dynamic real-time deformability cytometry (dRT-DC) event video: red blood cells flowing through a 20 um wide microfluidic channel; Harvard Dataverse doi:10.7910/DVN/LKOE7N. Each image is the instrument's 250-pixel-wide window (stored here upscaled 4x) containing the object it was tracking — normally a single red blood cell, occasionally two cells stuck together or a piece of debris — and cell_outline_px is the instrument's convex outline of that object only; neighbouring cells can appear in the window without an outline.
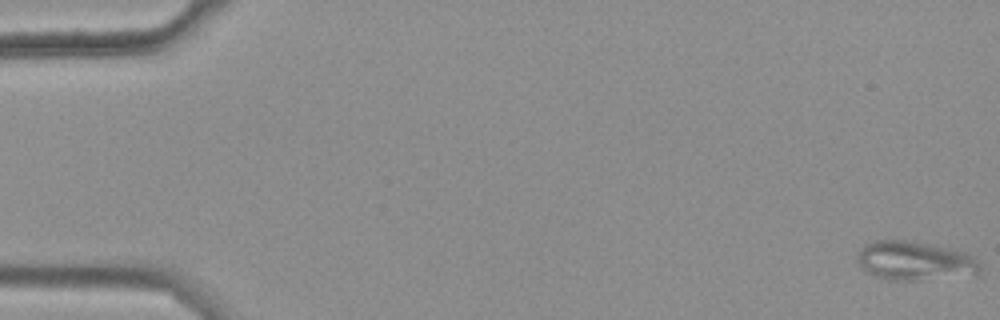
{"species": "common noctule bat (a hibernating species)", "species_latin": "Nyctalus noctula", "temperature_condition": "warm", "stored_images_in_passage": 48, "camera_frame_rate_fps": 3000, "um_per_image_px": 0.085, "animal": {"sex": "female", "body_mass_g": 25.1}, "frame": {"image": 1, "passage_image": 1, "time_ms": 0.0, "image_size_px": [1000, 320], "cell_outline_px": [[980, 272], [976, 276], [916, 280], [888, 280], [876, 276], [864, 268], [856, 260], [856, 256], [860, 248], [864, 244], [876, 240], [908, 240], [952, 248], [968, 252], [976, 260], [980, 268]], "centroid_in_image_um": [77.8, 22.17], "position_along_channel_um": 7.2, "area_um2": 28.26}}
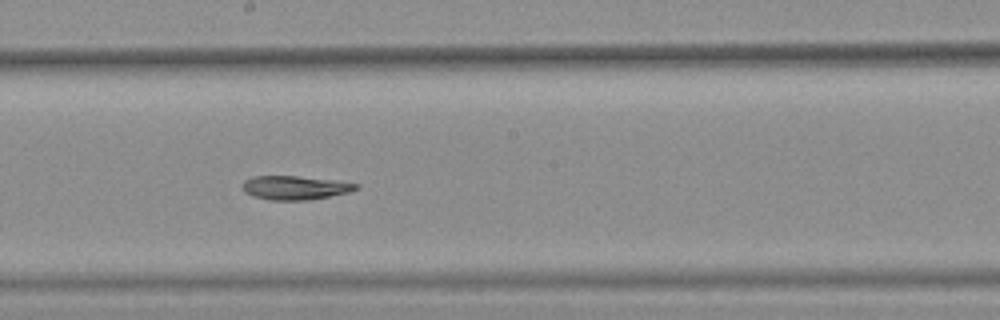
{"frame": {"image": 2, "passage_image": 31, "time_ms": 10.0, "image_size_px": [1000, 320], "cell_outline_px": [[360, 184], [356, 188], [348, 192], [308, 200], [272, 200], [252, 196], [244, 192], [244, 180], [252, 176], [296, 176], [336, 180]], "centroid_in_image_um": [25.06, 15.95], "position_along_channel_um": 223.1, "area_um2": 15.61}}
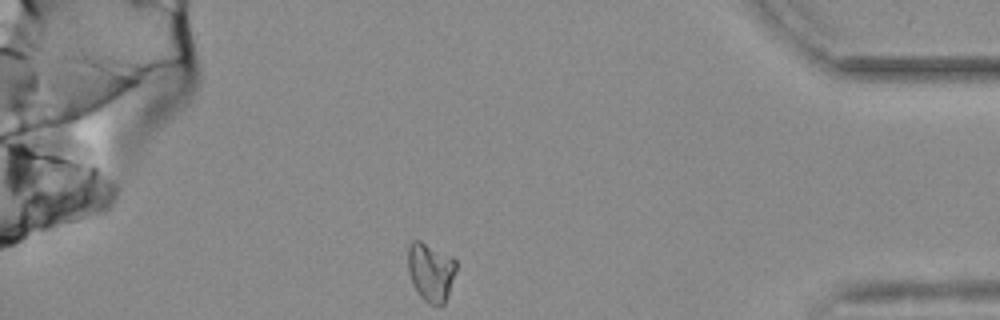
{"frame": {"image": 3, "passage_image": 48, "time_ms": 15.667, "image_size_px": [1000, 320], "cell_outline_px": [[456, 268], [444, 304], [428, 304], [420, 296], [412, 284], [408, 272], [408, 244], [412, 240], [420, 240], [452, 256], [456, 260]], "centroid_in_image_um": [36.58, 23.07], "position_along_channel_um": 398.6, "area_um2": 16.42}, "authors_computed_cell_mechanics": {"area_um2": 16.9643, "velocity_mm_per_s": 3.6732, "shape_relaxation_time_tau1_ms": null, "shape_relaxation_time_tau2_ms": 9.5074, "deformation_change_tau1": null, "deformation_change_tau2": 0.1279}}